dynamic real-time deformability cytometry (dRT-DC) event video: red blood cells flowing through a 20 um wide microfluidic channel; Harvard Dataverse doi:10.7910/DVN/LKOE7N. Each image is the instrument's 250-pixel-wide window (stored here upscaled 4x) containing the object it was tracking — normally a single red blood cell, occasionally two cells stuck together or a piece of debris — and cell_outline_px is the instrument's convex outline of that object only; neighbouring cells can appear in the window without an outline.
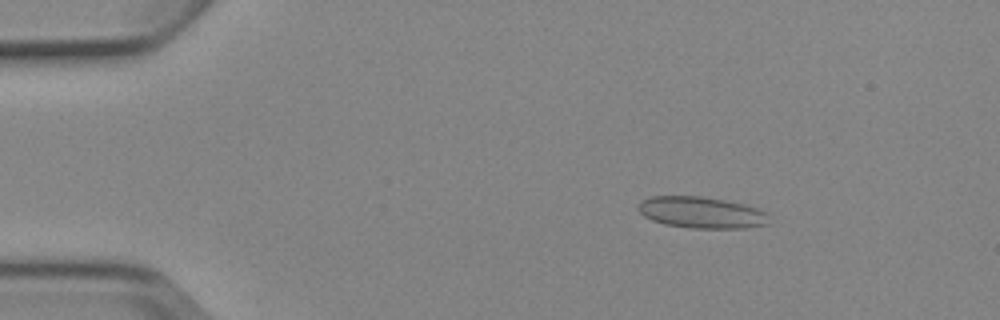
{"species": "Egyptian fruit bat (a non-hibernating species)", "species_latin": "Rousettus aegyptiacus", "temperature_condition": "cold", "stored_images_in_passage": 5, "camera_frame_rate_fps": 3000, "um_per_image_px": 0.085, "animal": {"sex": "female"}, "frame": {"image": 1, "passage_image": 2, "time_ms": 1.0, "image_size_px": [1000, 320], "cell_outline_px": [[768, 224], [744, 228], [692, 228], [664, 224], [652, 220], [644, 216], [636, 208], [636, 204], [652, 196], [700, 196], [724, 200], [744, 204], [768, 212]], "centroid_in_image_um": [59.61, 18.06], "position_along_channel_um": 25.4, "area_um2": 23.99}}